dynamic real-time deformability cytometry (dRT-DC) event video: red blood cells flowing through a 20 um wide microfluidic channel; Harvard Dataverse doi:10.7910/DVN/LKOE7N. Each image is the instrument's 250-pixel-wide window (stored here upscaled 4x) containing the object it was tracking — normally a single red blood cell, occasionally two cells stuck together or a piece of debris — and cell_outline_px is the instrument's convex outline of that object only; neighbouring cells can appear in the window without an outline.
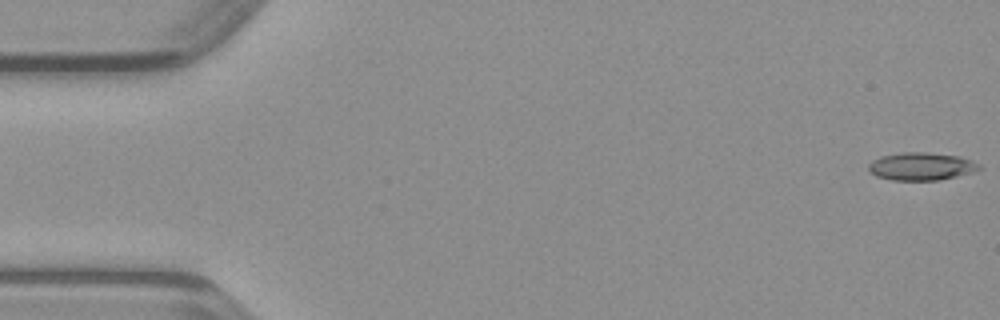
{"species": "common noctule bat (a hibernating species)", "species_latin": "Nyctalus noctula", "temperature_condition": "warm", "stored_images_in_passage": 48, "camera_frame_rate_fps": 3000, "um_per_image_px": 0.085, "animal": {"sex": "male", "body_mass_g": 23.1, "forearm_length_mm": 52.7}, "frame": {"image": 1, "passage_image": 1, "time_ms": 0.0, "image_size_px": [1000, 320], "cell_outline_px": [[984, 168], [972, 172], [956, 176], [936, 180], [892, 180], [876, 176], [868, 172], [868, 164], [872, 160], [880, 156], [904, 152], [928, 152], [960, 156], [972, 160], [980, 164]], "centroid_in_image_um": [78.3, 14.13], "position_along_channel_um": 6.7, "area_um2": 18.09}}
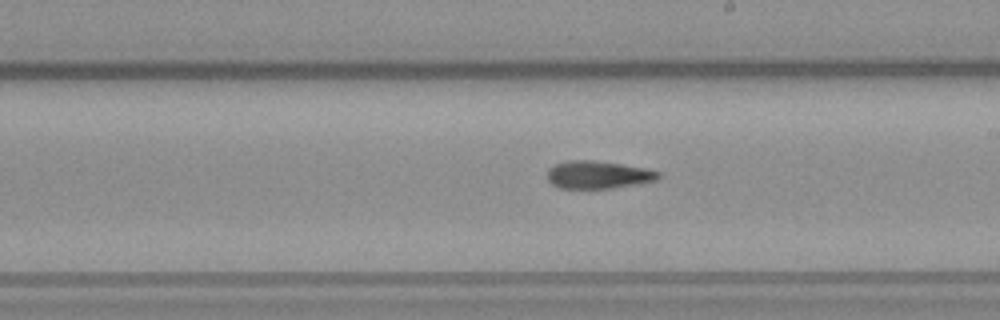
{"frame": {"image": 2, "passage_image": 27, "time_ms": 8.667, "image_size_px": [1000, 320], "cell_outline_px": [[660, 176], [656, 180], [640, 184], [612, 188], [560, 188], [552, 184], [548, 180], [548, 168], [556, 164], [568, 160], [592, 160], [648, 168], [660, 172]], "centroid_in_image_um": [50.86, 14.85], "position_along_channel_um": 238.1, "area_um2": 17.98}}
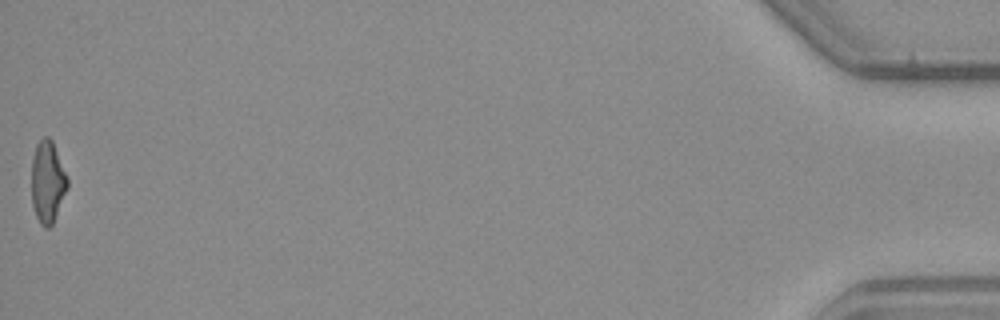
{"frame": {"image": 3, "passage_image": 48, "time_ms": 15.667, "image_size_px": [1000, 320], "cell_outline_px": [[68, 188], [52, 224], [48, 228], [44, 228], [40, 224], [36, 216], [32, 204], [32, 160], [36, 144], [44, 136], [48, 136], [52, 140], [68, 176]], "centroid_in_image_um": [4.05, 15.45], "position_along_channel_um": 431.1, "area_um2": 17.22}}